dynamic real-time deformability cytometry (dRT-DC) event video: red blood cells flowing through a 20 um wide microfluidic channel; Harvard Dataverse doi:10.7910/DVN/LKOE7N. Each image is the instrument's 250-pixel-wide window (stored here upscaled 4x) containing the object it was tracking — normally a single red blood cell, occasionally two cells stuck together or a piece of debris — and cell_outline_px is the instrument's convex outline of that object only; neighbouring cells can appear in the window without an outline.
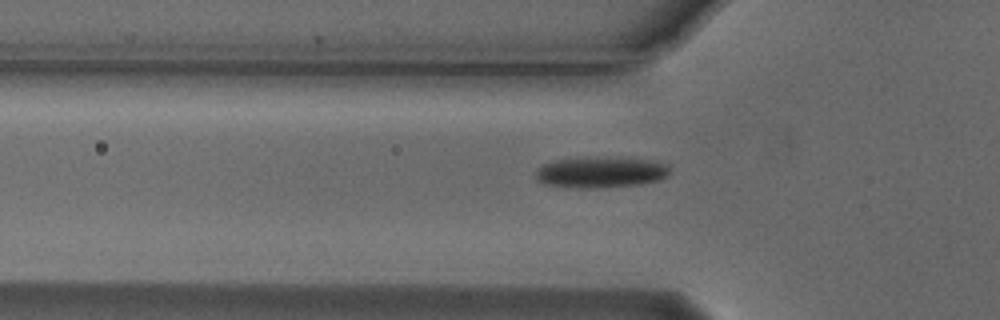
{"species": "Egyptian fruit bat (a non-hibernating species)", "species_latin": "Rousettus aegyptiacus", "temperature_condition": "cold", "stored_images_in_passage": 38, "camera_frame_rate_fps": 3000, "um_per_image_px": 0.085, "animal": {"sex": "male"}, "frame": {"image": 1, "passage_image": 8, "time_ms": 2.333, "image_size_px": [1000, 320], "cell_outline_px": [[668, 176], [660, 180], [640, 184], [584, 188], [544, 184], [536, 180], [536, 172], [544, 164], [552, 160], [656, 160], [668, 164]], "centroid_in_image_um": [51.09, 14.69], "position_along_channel_um": 74.7, "area_um2": 22.77}}
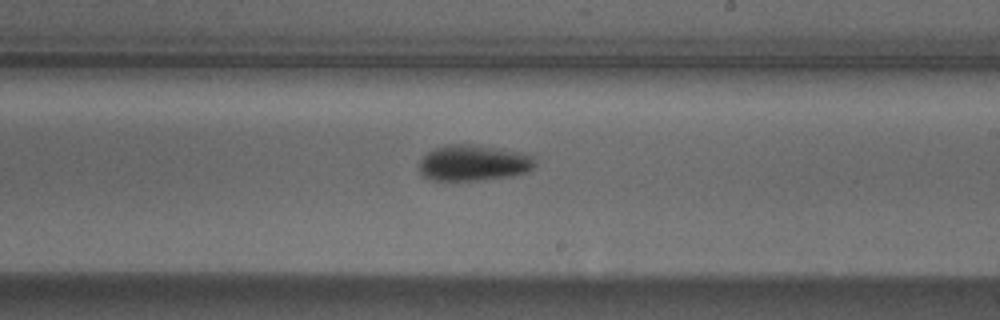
{"frame": {"image": 2, "passage_image": 22, "time_ms": 7.0, "image_size_px": [1000, 320], "cell_outline_px": [[536, 164], [528, 172], [512, 176], [480, 180], [432, 180], [424, 176], [420, 172], [420, 160], [432, 148], [448, 144], [472, 144], [524, 152], [532, 156], [536, 160]], "centroid_in_image_um": [40.28, 13.84], "position_along_channel_um": 248.7, "area_um2": 24.45}}
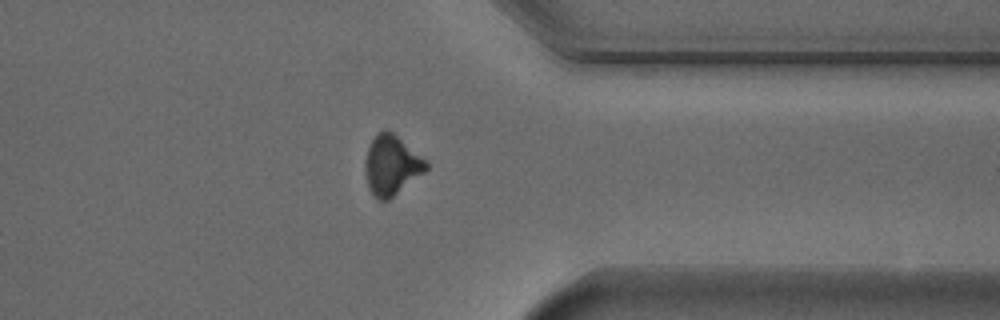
{"frame": {"image": 3, "passage_image": 33, "time_ms": 10.667, "image_size_px": [1000, 320], "cell_outline_px": [[428, 168], [424, 172], [388, 200], [376, 200], [372, 196], [368, 188], [364, 172], [364, 164], [368, 148], [372, 140], [384, 128], [388, 128], [428, 160]], "centroid_in_image_um": [33.27, 14.04], "position_along_channel_um": 378.1, "area_um2": 21.5}}